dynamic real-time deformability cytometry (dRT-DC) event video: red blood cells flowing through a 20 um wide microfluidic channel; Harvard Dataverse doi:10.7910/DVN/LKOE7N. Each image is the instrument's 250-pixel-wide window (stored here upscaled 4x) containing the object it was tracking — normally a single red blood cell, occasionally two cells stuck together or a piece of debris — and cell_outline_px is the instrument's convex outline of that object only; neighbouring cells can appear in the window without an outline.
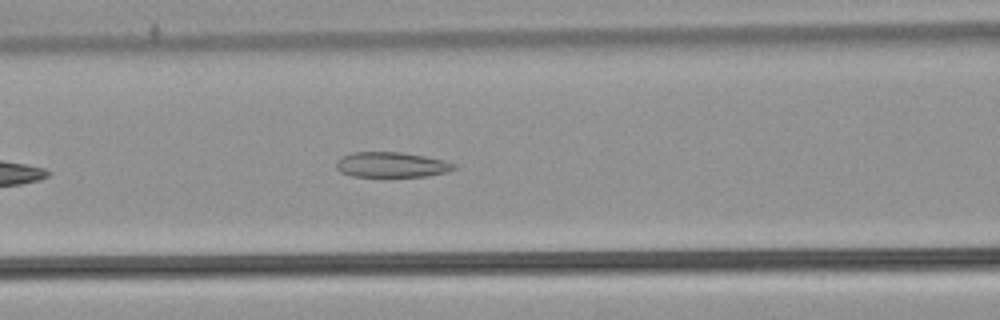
{"species": "common noctule bat (a hibernating species)", "species_latin": "Nyctalus noctula", "temperature_condition": "warm", "stored_images_in_passage": 40, "camera_frame_rate_fps": 3000, "um_per_image_px": 0.085, "animal": {"sex": "male", "body_mass_g": 21.5, "forearm_length_mm": 52.0}, "frame": {"image": 1, "passage_image": 9, "time_ms": 2.667, "image_size_px": [1000, 320], "cell_outline_px": [[456, 168], [448, 172], [428, 176], [352, 176], [340, 172], [336, 168], [336, 160], [340, 156], [352, 152], [400, 152], [424, 156], [456, 164]], "centroid_in_image_um": [33.23, 14.0], "position_along_channel_um": 133.4, "area_um2": 17.28}}
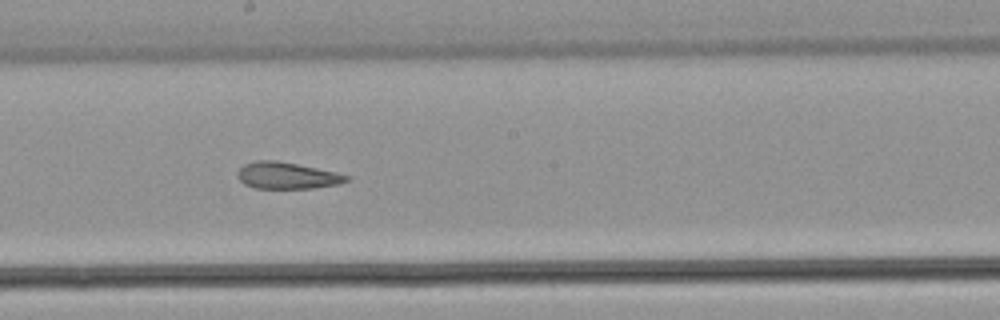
{"frame": {"image": 2, "passage_image": 16, "time_ms": 5.0, "image_size_px": [1000, 320], "cell_outline_px": [[352, 176], [348, 180], [340, 184], [312, 188], [256, 188], [244, 184], [236, 176], [236, 172], [244, 164], [256, 160], [276, 160], [336, 172]], "centroid_in_image_um": [24.38, 14.92], "position_along_channel_um": 223.8, "area_um2": 16.94}}
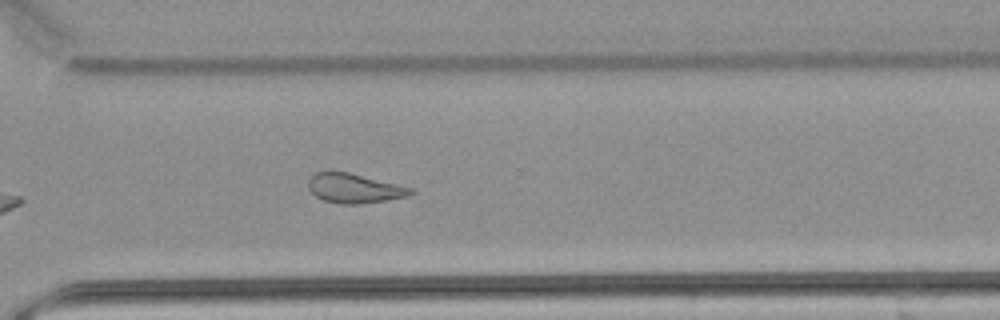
{"frame": {"image": 3, "passage_image": 25, "time_ms": 8.0, "image_size_px": [1000, 320], "cell_outline_px": [[416, 192], [408, 196], [360, 204], [340, 204], [324, 200], [316, 196], [308, 188], [308, 180], [316, 172], [348, 172], [412, 188]], "centroid_in_image_um": [30.11, 16.01], "position_along_channel_um": 340.5, "area_um2": 17.28}, "authors_computed_cell_mechanics": {"area_um2": 18.2648, "velocity_mm_per_s": 3.8871, "shape_relaxation_time_tau1_ms": null, "shape_relaxation_time_tau2_ms": 2.0186, "deformation_change_tau1": null, "deformation_change_tau2": 0.1019}}